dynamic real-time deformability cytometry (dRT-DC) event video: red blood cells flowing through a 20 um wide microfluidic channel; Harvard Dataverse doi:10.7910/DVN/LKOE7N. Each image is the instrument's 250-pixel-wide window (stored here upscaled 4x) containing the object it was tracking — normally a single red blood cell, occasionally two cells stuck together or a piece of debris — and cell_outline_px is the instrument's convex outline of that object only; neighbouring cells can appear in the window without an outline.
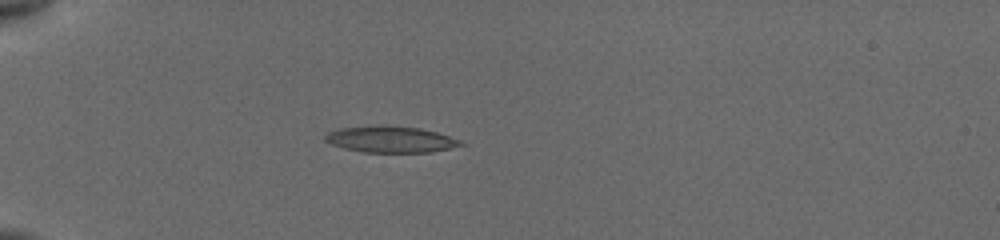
{"species": "common noctule bat (a hibernating species)", "species_latin": "Nyctalus noctula", "temperature_condition": "cold", "stored_images_in_passage": 16, "camera_frame_rate_fps": 3000, "um_per_image_px": 0.085, "animal": {"sex": "female", "body_mass_g": 19.5, "forearm_length_mm": 54.1}, "frame": {"image": 1, "passage_image": 14, "time_ms": 5.333, "image_size_px": [1000, 240], "cell_outline_px": [[468, 144], [428, 152], [364, 152], [344, 148], [332, 144], [324, 140], [324, 136], [328, 132], [340, 128], [376, 124], [384, 124], [420, 128], [436, 132], [460, 140]], "centroid_in_image_um": [33.17, 11.82], "position_along_channel_um": 51.8, "area_um2": 20.92}}